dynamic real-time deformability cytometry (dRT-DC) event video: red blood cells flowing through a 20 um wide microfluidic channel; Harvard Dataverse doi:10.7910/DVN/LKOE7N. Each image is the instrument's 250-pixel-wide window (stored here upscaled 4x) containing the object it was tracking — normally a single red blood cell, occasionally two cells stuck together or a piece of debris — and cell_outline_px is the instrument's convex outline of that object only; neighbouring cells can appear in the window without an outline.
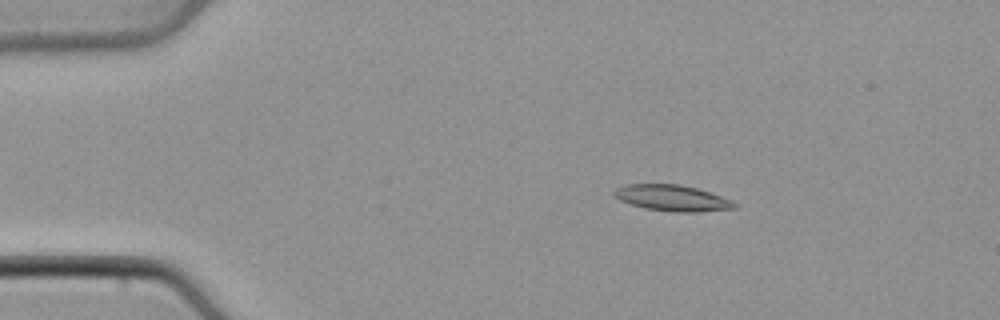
{"species": "common noctule bat (a hibernating species)", "species_latin": "Nyctalus noctula", "temperature_condition": "cold", "stored_images_in_passage": 41, "camera_frame_rate_fps": 3000, "um_per_image_px": 0.085, "animal": {"sex": "male", "body_mass_g": 21.5, "forearm_length_mm": 52.0}, "frame": {"image": 1, "passage_image": 1, "time_ms": 0.0, "image_size_px": [1000, 320], "cell_outline_px": [[736, 208], [696, 212], [672, 212], [644, 208], [620, 200], [612, 192], [616, 188], [624, 184], [680, 184], [696, 188], [732, 200], [736, 204]], "centroid_in_image_um": [57.12, 16.83], "position_along_channel_um": 27.9, "area_um2": 18.15}}
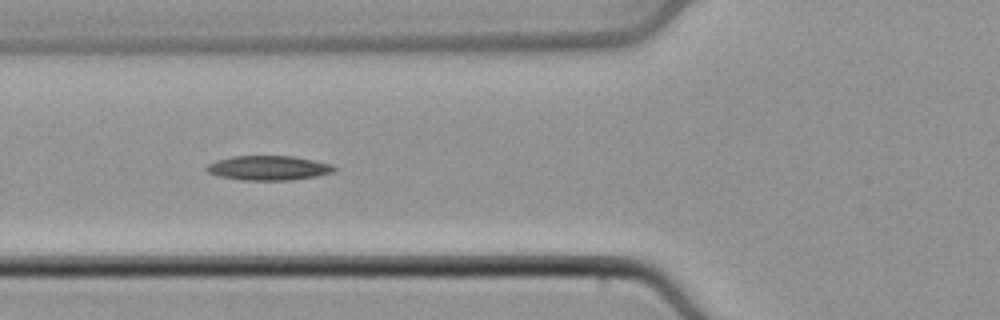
{"frame": {"image": 2, "passage_image": 11, "time_ms": 3.333, "image_size_px": [1000, 320], "cell_outline_px": [[336, 168], [332, 172], [316, 176], [292, 180], [244, 180], [220, 176], [208, 172], [204, 168], [208, 164], [216, 160], [232, 156], [292, 156], [332, 164]], "centroid_in_image_um": [22.8, 14.27], "position_along_channel_um": 103.0, "area_um2": 18.09}}
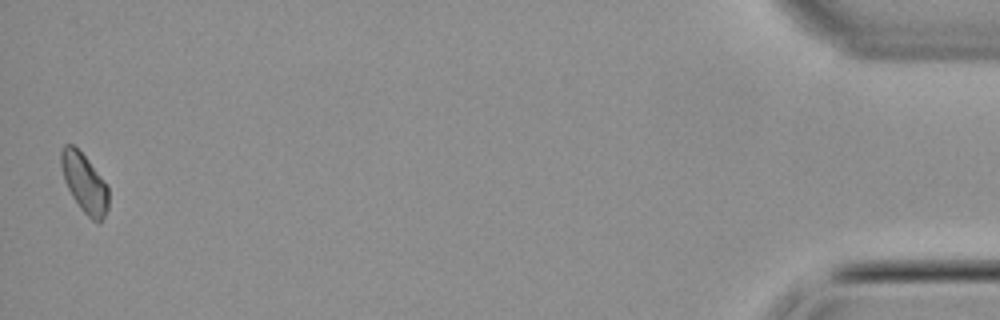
{"frame": {"image": 3, "passage_image": 41, "time_ms": 13.333, "image_size_px": [1000, 320], "cell_outline_px": [[108, 208], [104, 220], [92, 220], [80, 208], [72, 196], [64, 180], [60, 164], [60, 152], [64, 144], [72, 144], [88, 160], [108, 184]], "centroid_in_image_um": [7.18, 15.55], "position_along_channel_um": 428.0, "area_um2": 16.3}}